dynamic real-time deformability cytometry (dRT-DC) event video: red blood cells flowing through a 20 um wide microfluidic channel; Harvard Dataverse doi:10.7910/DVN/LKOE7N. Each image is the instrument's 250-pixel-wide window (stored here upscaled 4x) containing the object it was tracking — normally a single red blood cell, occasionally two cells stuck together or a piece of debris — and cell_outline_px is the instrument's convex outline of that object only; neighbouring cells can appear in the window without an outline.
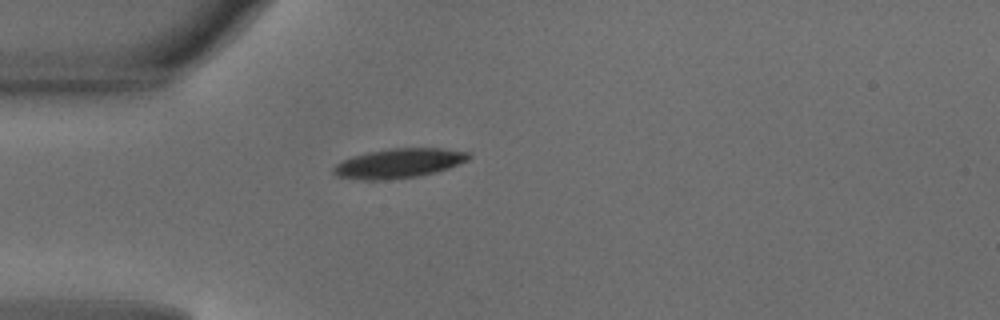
{"species": "common noctule bat (a hibernating species)", "species_latin": "Nyctalus noctula", "temperature_condition": "warm", "stored_images_in_passage": 32, "camera_frame_rate_fps": 3000, "um_per_image_px": 0.085, "animal": {"sex": "male", "body_mass_g": 18.8}, "frame": {"image": 1, "passage_image": 1, "time_ms": 0.0, "image_size_px": [1000, 320], "cell_outline_px": [[472, 156], [468, 160], [448, 168], [420, 176], [384, 180], [364, 180], [336, 176], [332, 172], [332, 168], [336, 164], [352, 156], [368, 152], [392, 148], [440, 148], [472, 152]], "centroid_in_image_um": [33.91, 13.87], "position_along_channel_um": 51.1, "area_um2": 23.29}}
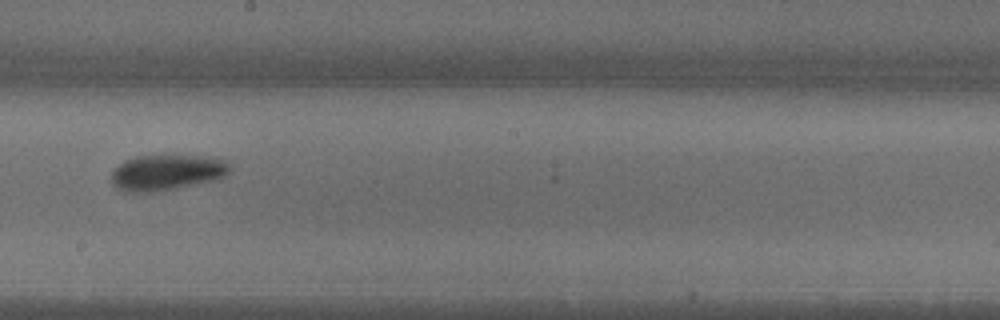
{"frame": {"image": 2, "passage_image": 15, "time_ms": 4.667, "image_size_px": [1000, 320], "cell_outline_px": [[232, 168], [220, 180], [176, 188], [152, 192], [124, 192], [116, 188], [112, 184], [112, 172], [124, 160], [136, 156], [220, 156], [228, 160], [232, 164]], "centroid_in_image_um": [14.27, 14.65], "position_along_channel_um": 233.9, "area_um2": 25.14}}
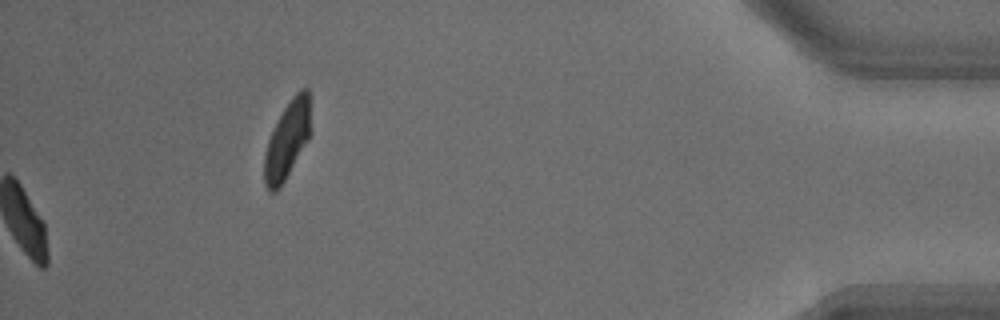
{"frame": {"image": 3, "passage_image": 32, "time_ms": 10.333, "image_size_px": [1000, 320], "cell_outline_px": [[312, 132], [308, 140], [280, 188], [276, 192], [268, 192], [264, 184], [264, 156], [268, 140], [284, 108], [292, 96], [300, 88], [308, 88]], "centroid_in_image_um": [24.43, 11.91], "position_along_channel_um": 410.8, "area_um2": 21.04}, "authors_computed_cell_mechanics": {"area_um2": 23.2934, "velocity_mm_per_s": 4.1308, "shape_relaxation_time_tau1_ms": 1.5646, "shape_relaxation_time_tau2_ms": 4.0333, "deformation_change_tau1": 0.149, "deformation_change_tau2": 0.1103}}